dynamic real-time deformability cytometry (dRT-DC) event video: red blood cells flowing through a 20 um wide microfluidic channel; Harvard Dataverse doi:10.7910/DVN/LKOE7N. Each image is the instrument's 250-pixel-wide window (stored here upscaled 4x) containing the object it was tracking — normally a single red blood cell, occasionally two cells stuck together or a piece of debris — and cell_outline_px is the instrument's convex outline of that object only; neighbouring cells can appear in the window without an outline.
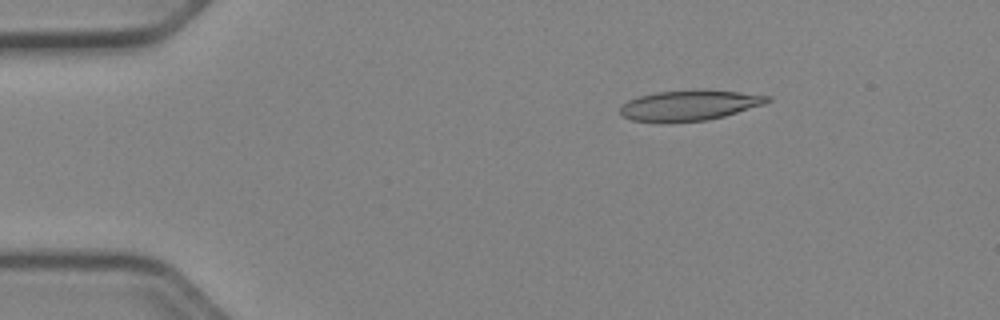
{"species": "Egyptian fruit bat (a non-hibernating species)", "species_latin": "Rousettus aegyptiacus", "temperature_condition": "cold", "stored_images_in_passage": 45, "camera_frame_rate_fps": 3000, "um_per_image_px": 0.085, "animal": {"sex": "female"}, "frame": {"image": 1, "passage_image": 2, "time_ms": 0.333, "image_size_px": [1000, 320], "cell_outline_px": [[772, 100], [764, 104], [724, 116], [708, 120], [664, 124], [660, 124], [632, 120], [624, 116], [620, 112], [620, 108], [628, 100], [640, 96], [656, 92], [700, 88], [740, 92], [772, 96]], "centroid_in_image_um": [58.6, 8.96], "position_along_channel_um": 26.4, "area_um2": 26.76}}
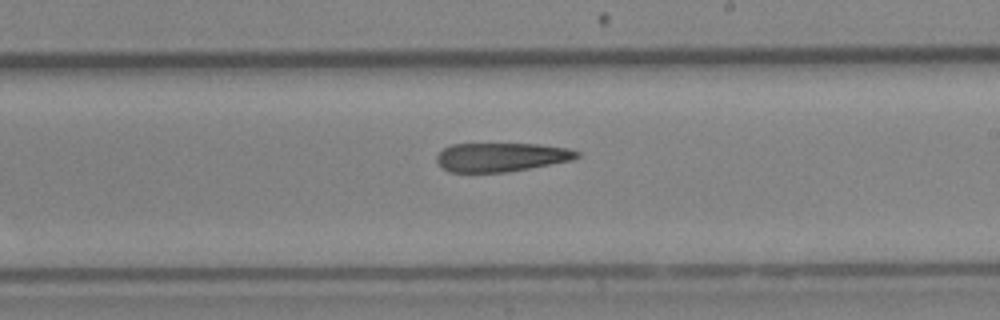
{"frame": {"image": 2, "passage_image": 24, "time_ms": 7.667, "image_size_px": [1000, 320], "cell_outline_px": [[580, 156], [572, 160], [508, 172], [448, 172], [436, 160], [436, 156], [444, 148], [452, 144], [540, 144], [568, 148], [580, 152]], "centroid_in_image_um": [42.62, 13.35], "position_along_channel_um": 246.4, "area_um2": 23.52}}
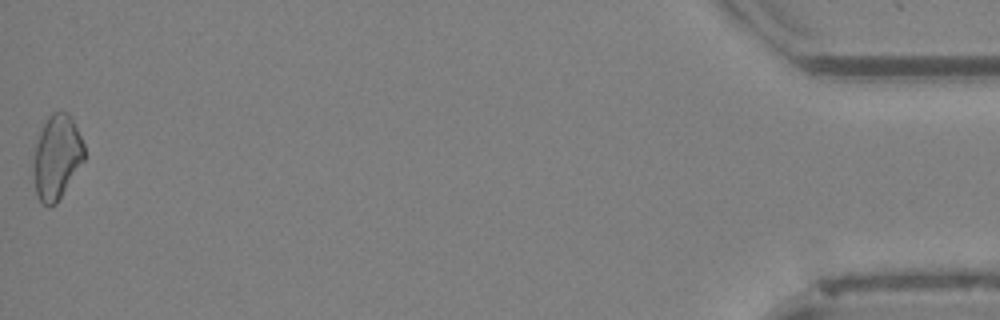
{"frame": {"image": 3, "passage_image": 45, "time_ms": 14.667, "image_size_px": [1000, 320], "cell_outline_px": [[84, 160], [56, 204], [48, 208], [36, 196], [32, 168], [32, 160], [36, 144], [40, 132], [48, 116], [52, 112], [68, 112], [72, 116], [84, 144]], "centroid_in_image_um": [4.81, 13.36], "position_along_channel_um": 430.4, "area_um2": 25.14}}